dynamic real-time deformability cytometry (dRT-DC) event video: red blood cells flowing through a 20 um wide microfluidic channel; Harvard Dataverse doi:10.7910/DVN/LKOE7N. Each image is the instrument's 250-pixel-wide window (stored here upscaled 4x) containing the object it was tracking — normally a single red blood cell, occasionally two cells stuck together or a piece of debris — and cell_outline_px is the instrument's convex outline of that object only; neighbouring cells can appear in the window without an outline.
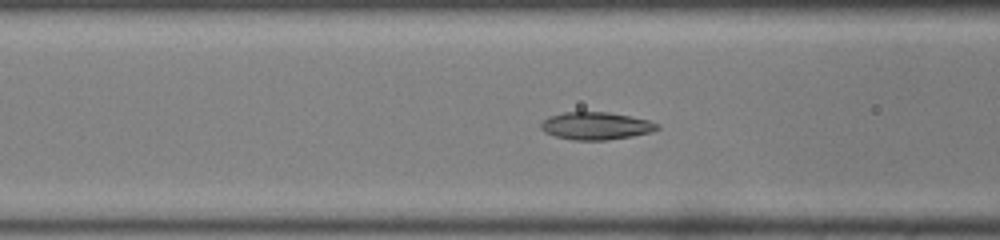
{"species": "common noctule bat (a hibernating species)", "species_latin": "Nyctalus noctula", "temperature_condition": "room temperature", "stored_images_in_passage": 52, "camera_frame_rate_fps": 3000, "um_per_image_px": 0.085, "animal": {"sex": "male", "body_mass_g": 19.0, "forearm_length_mm": 50.8}, "frame": {"image": 1, "passage_image": 20, "time_ms": 6.333, "image_size_px": [1000, 240], "cell_outline_px": [[660, 128], [652, 132], [632, 136], [608, 140], [572, 140], [556, 136], [544, 132], [540, 128], [540, 124], [548, 116], [564, 112], [608, 112], [648, 120], [660, 124]], "centroid_in_image_um": [50.65, 10.7], "position_along_channel_um": 115.9, "area_um2": 18.73}}
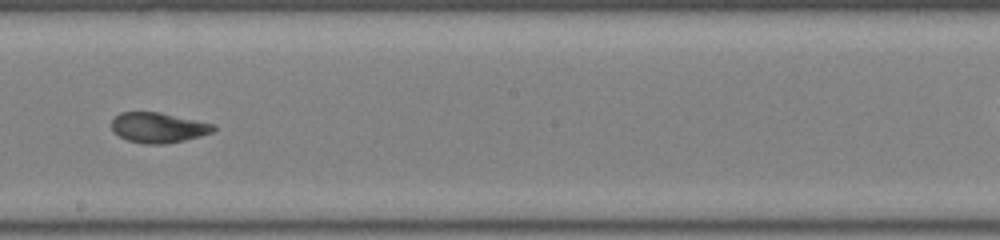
{"frame": {"image": 2, "passage_image": 29, "time_ms": 9.333, "image_size_px": [1000, 240], "cell_outline_px": [[216, 128], [212, 132], [200, 136], [184, 140], [164, 144], [144, 144], [128, 140], [112, 132], [112, 120], [120, 112], [160, 112], [216, 124]], "centroid_in_image_um": [13.46, 10.84], "position_along_channel_um": 234.7, "area_um2": 17.98}}
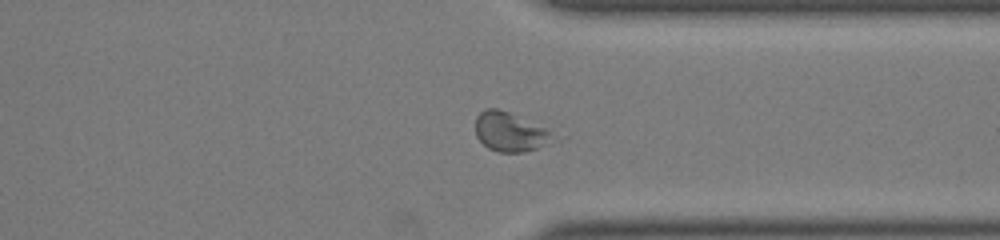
{"frame": {"image": 3, "passage_image": 39, "time_ms": 12.667, "image_size_px": [1000, 240], "cell_outline_px": [[548, 132], [540, 144], [536, 148], [524, 152], [500, 152], [488, 148], [476, 136], [476, 116], [480, 112], [488, 108], [496, 108], [508, 112], [544, 128]], "centroid_in_image_um": [43.15, 11.19], "position_along_channel_um": 368.2, "area_um2": 16.47}, "authors_computed_cell_mechanics": {"area_um2": 18.9006, "velocity_mm_per_s": 3.969, "shape_relaxation_time_tau1_ms": 9.3232, "shape_relaxation_time_tau2_ms": 1.392, "deformation_change_tau1": 0.2118, "deformation_change_tau2": 0.0637}}